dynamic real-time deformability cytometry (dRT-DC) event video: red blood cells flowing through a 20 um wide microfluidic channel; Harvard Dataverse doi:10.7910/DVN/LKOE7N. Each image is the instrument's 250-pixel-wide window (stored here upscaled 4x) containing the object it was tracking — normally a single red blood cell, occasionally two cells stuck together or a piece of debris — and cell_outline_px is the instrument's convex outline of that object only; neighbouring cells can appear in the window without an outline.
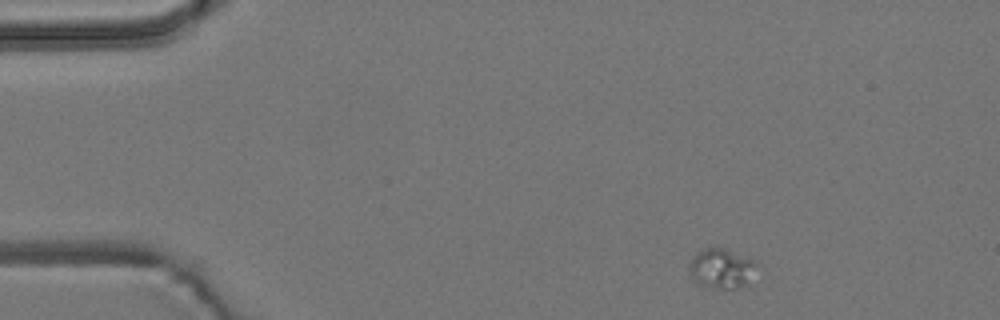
{"species": "common noctule bat (a hibernating species)", "species_latin": "Nyctalus noctula", "temperature_condition": "room temperature", "stored_images_in_passage": 6, "camera_frame_rate_fps": 3000, "um_per_image_px": 0.085, "animal": {"sex": "male", "body_mass_g": 19.2, "forearm_length_mm": 51.8}, "frame": {"image": 1, "passage_image": 1, "time_ms": 0.0, "image_size_px": [1000, 320], "cell_outline_px": [[760, 264], [748, 284], [740, 288], [720, 288], [696, 284], [688, 268], [688, 264], [692, 256], [696, 252], [708, 248], [724, 248], [756, 260]], "centroid_in_image_um": [61.36, 22.81], "position_along_channel_um": 23.6, "area_um2": 15.95}}
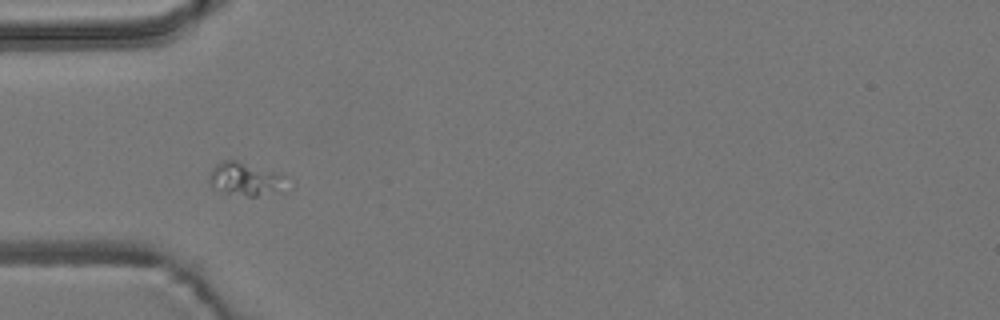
{"frame": {"image": 2, "passage_image": 4, "time_ms": 1.0, "image_size_px": [1000, 320], "cell_outline_px": [[284, 176], [276, 188], [256, 196], [248, 196], [220, 192], [212, 188], [208, 180], [212, 168], [216, 164], [224, 160], [236, 160]], "centroid_in_image_um": [20.61, 15.19], "position_along_channel_um": 64.4, "area_um2": 13.81}}